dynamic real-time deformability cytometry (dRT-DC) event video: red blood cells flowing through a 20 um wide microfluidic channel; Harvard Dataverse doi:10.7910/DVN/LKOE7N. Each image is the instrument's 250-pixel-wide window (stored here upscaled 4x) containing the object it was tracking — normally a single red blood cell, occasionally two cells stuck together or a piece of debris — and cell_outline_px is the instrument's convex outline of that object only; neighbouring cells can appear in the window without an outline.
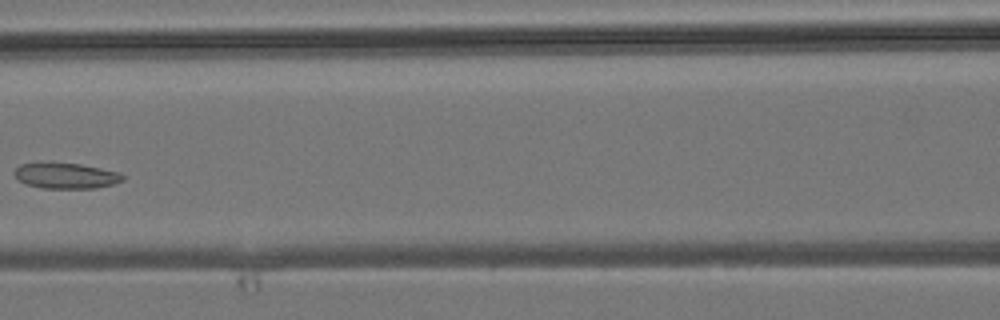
{"species": "common noctule bat (a hibernating species)", "species_latin": "Nyctalus noctula", "temperature_condition": "room temperature", "stored_images_in_passage": 6, "camera_frame_rate_fps": 3000, "um_per_image_px": 0.085, "animal": {"sex": "male", "body_mass_g": 19.2, "forearm_length_mm": 51.8}, "frame": {"image": 1, "passage_image": 6, "time_ms": 5.667, "image_size_px": [1000, 320], "cell_outline_px": [[124, 180], [112, 184], [96, 188], [40, 188], [24, 184], [16, 180], [16, 168], [20, 164], [80, 164], [120, 172], [124, 176]], "centroid_in_image_um": [5.62, 14.96], "position_along_channel_um": 161.0, "area_um2": 15.9}}